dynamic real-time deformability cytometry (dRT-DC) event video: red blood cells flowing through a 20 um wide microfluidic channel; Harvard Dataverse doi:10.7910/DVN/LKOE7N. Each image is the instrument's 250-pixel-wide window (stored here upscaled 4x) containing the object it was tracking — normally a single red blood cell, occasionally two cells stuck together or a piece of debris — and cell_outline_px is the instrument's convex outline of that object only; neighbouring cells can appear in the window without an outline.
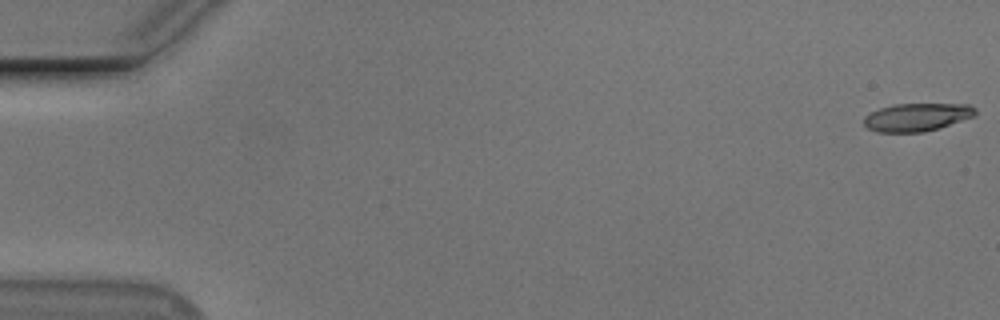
{"species": "Egyptian fruit bat (a non-hibernating species)", "species_latin": "Rousettus aegyptiacus", "temperature_condition": "cold", "stored_images_in_passage": 56, "camera_frame_rate_fps": 3000, "um_per_image_px": 0.085, "animal": {"sex": "male"}, "frame": {"image": 1, "passage_image": 1, "time_ms": 0.0, "image_size_px": [1000, 320], "cell_outline_px": [[976, 116], [940, 128], [924, 132], [876, 132], [868, 128], [864, 124], [864, 116], [868, 112], [892, 104], [968, 104], [976, 108]], "centroid_in_image_um": [77.94, 9.96], "position_along_channel_um": 7.1, "area_um2": 18.44}}
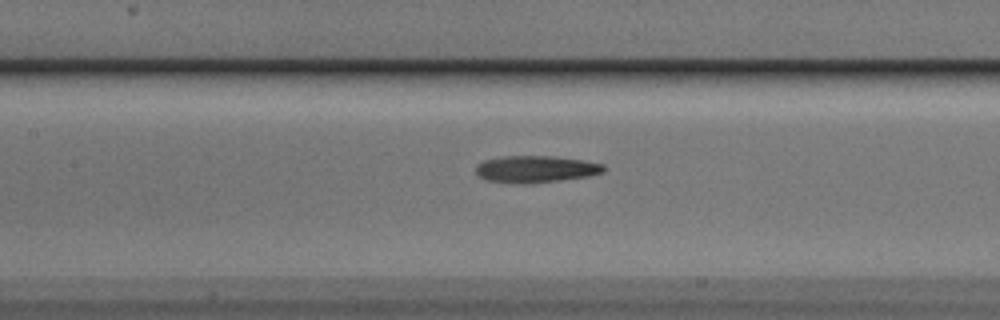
{"frame": {"image": 2, "passage_image": 26, "time_ms": 8.333, "image_size_px": [1000, 320], "cell_outline_px": [[604, 172], [588, 176], [524, 184], [488, 180], [480, 176], [476, 172], [476, 164], [484, 160], [504, 156], [556, 156], [584, 160], [604, 164]], "centroid_in_image_um": [45.54, 14.35], "position_along_channel_um": 161.9, "area_um2": 19.83}}
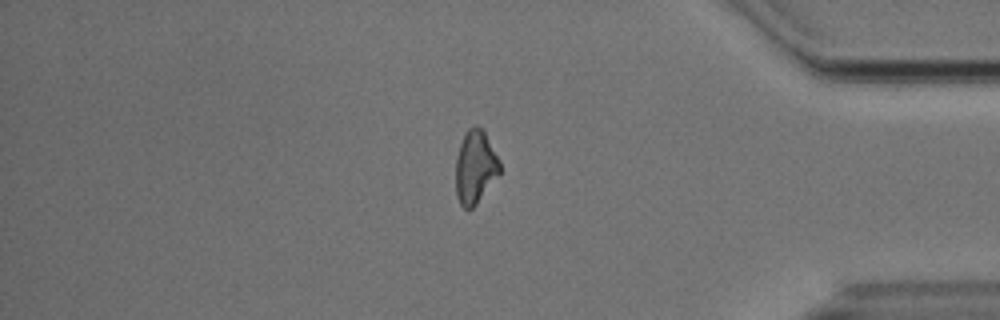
{"frame": {"image": 3, "passage_image": 47, "time_ms": 15.333, "image_size_px": [1000, 320], "cell_outline_px": [[500, 176], [476, 204], [472, 208], [464, 208], [460, 204], [456, 196], [456, 156], [464, 132], [468, 128], [476, 124], [484, 132], [500, 160]], "centroid_in_image_um": [40.4, 14.2], "position_along_channel_um": 394.8, "area_um2": 19.02}, "authors_computed_cell_mechanics": {"area_um2": 19.3919, "velocity_mm_per_s": 3.7205, "shape_relaxation_time_tau1_ms": 9.6672, "shape_relaxation_time_tau2_ms": 5.9423, "deformation_change_tau1": 0.2297, "deformation_change_tau2": 0.1871}}